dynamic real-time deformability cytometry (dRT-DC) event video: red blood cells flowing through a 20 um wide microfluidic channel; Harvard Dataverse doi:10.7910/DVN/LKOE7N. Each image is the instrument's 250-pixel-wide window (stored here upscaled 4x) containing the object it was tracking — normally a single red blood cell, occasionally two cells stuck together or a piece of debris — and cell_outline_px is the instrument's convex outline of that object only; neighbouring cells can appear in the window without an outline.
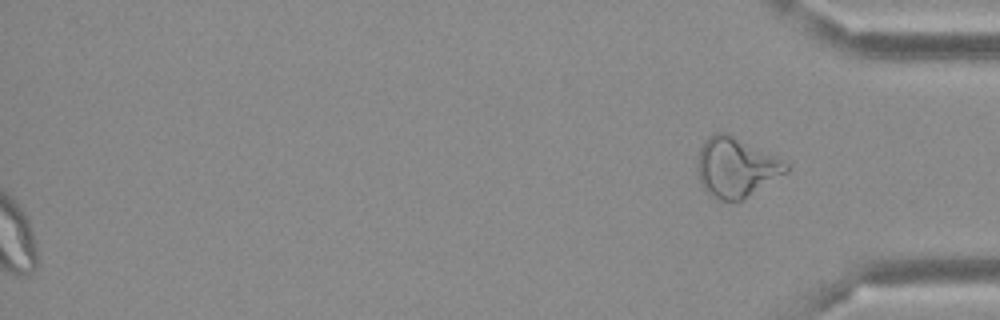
{"species": "Egyptian fruit bat (a non-hibernating species)", "species_latin": "Rousettus aegyptiacus", "temperature_condition": "cold", "stored_images_in_passage": 46, "camera_frame_rate_fps": 3000, "um_per_image_px": 0.085, "frame": {"image": 1, "passage_image": 46, "time_ms": 15.0, "image_size_px": [1000, 320], "cell_outline_px": [[788, 172], [744, 200], [720, 200], [712, 196], [700, 184], [696, 168], [696, 160], [700, 148], [704, 140], [708, 136], [716, 132], [728, 132], [784, 160], [788, 164]], "centroid_in_image_um": [62.55, 14.21], "position_along_channel_um": 372.7, "area_um2": 31.27}}